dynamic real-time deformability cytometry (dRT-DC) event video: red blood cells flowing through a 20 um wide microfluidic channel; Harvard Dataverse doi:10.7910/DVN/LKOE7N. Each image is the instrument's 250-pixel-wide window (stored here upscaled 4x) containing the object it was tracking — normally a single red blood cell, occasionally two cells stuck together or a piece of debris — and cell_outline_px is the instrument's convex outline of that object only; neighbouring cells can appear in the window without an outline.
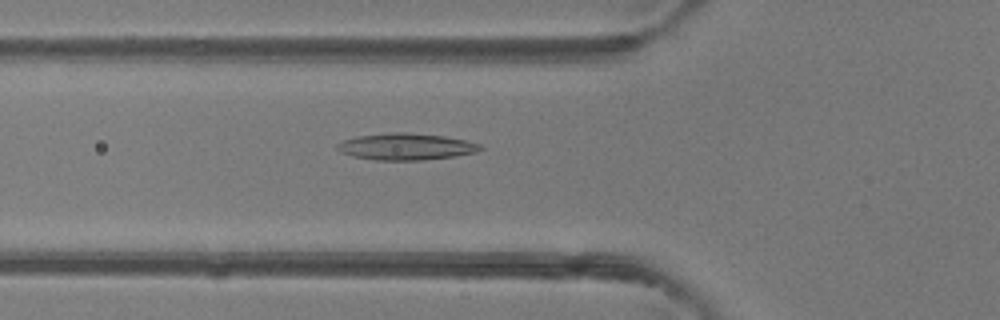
{"species": "common noctule bat (a hibernating species)", "species_latin": "Nyctalus noctula", "temperature_condition": "room temperature", "stored_images_in_passage": 49, "camera_frame_rate_fps": 3000, "um_per_image_px": 0.085, "animal": {"sex": "female"}, "frame": {"image": 1, "passage_image": 18, "time_ms": 5.667, "image_size_px": [1000, 320], "cell_outline_px": [[484, 148], [476, 152], [456, 156], [424, 160], [376, 160], [352, 156], [340, 152], [336, 148], [336, 144], [344, 140], [356, 136], [392, 132], [408, 132], [444, 136], [464, 140], [480, 144]], "centroid_in_image_um": [34.5, 12.46], "position_along_channel_um": 91.3, "area_um2": 22.31}}
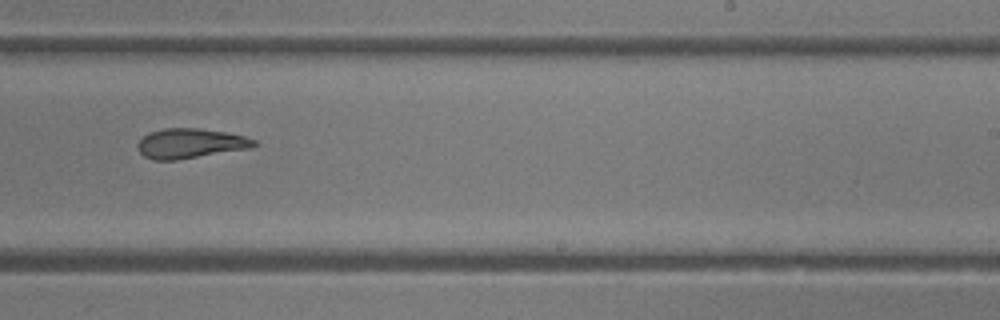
{"frame": {"image": 2, "passage_image": 31, "time_ms": 10.0, "image_size_px": [1000, 320], "cell_outline_px": [[260, 144], [252, 148], [176, 160], [152, 160], [144, 156], [140, 152], [136, 144], [148, 132], [164, 128], [200, 128], [228, 132], [244, 136], [256, 140]], "centroid_in_image_um": [16.21, 12.18], "position_along_channel_um": 272.8, "area_um2": 20.46}}
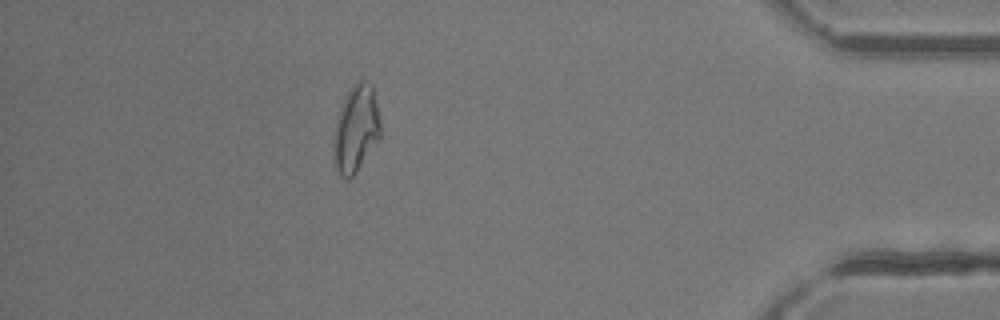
{"frame": {"image": 3, "passage_image": 44, "time_ms": 14.333, "image_size_px": [1000, 320], "cell_outline_px": [[380, 140], [356, 172], [348, 180], [340, 176], [336, 168], [336, 120], [344, 96], [348, 88], [360, 76], [372, 84], [380, 120]], "centroid_in_image_um": [30.31, 10.86], "position_along_channel_um": 404.9, "area_um2": 23.64}, "authors_computed_cell_mechanics": {"area_um2": 22.3108, "velocity_mm_per_s": 4.1847, "shape_relaxation_time_tau1_ms": null, "shape_relaxation_time_tau2_ms": 3.3001, "deformation_change_tau1": null, "deformation_change_tau2": 0.1199}}